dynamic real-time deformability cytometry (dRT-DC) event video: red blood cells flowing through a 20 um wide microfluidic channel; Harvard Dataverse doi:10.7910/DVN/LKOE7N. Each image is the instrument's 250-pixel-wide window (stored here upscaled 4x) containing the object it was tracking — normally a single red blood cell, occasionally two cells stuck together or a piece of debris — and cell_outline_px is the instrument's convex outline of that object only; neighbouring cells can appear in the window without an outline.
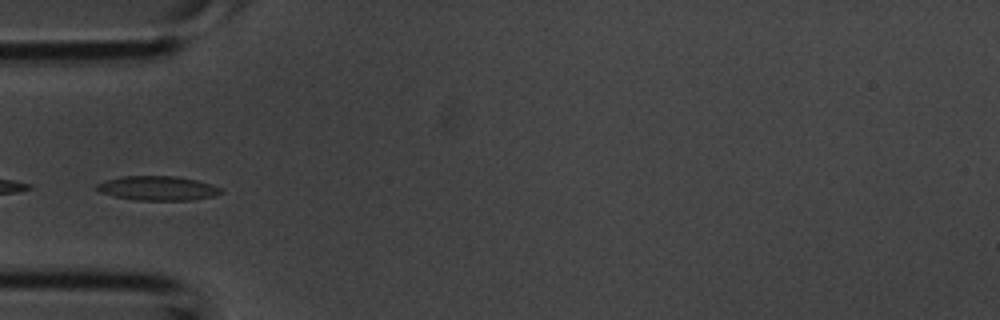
{"species": "common noctule bat (a hibernating species)", "species_latin": "Nyctalus noctula", "temperature_condition": "room temperature", "stored_images_in_passage": 2, "camera_frame_rate_fps": 3000, "um_per_image_px": 0.085, "animal": {"sex": "male", "body_mass_g": 20.1, "forearm_length_mm": 53.5}, "frame": {"image": 1, "passage_image": 2, "time_ms": 0.333, "image_size_px": [1000, 320], "cell_outline_px": [[224, 192], [216, 196], [192, 200], [136, 200], [116, 196], [100, 192], [96, 188], [96, 184], [104, 180], [124, 176], [176, 176], [196, 180], [212, 184], [224, 188]], "centroid_in_image_um": [13.47, 16.0], "position_along_channel_um": 71.5, "area_um2": 17.74}}